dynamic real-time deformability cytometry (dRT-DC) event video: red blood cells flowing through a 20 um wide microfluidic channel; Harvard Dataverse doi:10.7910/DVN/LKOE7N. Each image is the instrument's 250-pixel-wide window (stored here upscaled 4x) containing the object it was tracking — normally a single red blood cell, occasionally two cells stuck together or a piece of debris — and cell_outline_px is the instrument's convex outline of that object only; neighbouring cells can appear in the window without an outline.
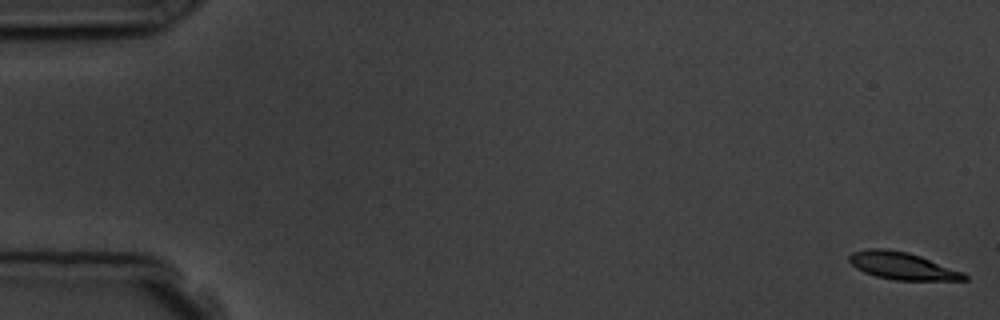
{"species": "common noctule bat (a hibernating species)", "species_latin": "Nyctalus noctula", "temperature_condition": "room temperature", "stored_images_in_passage": 5, "camera_frame_rate_fps": 3000, "um_per_image_px": 0.085, "animal": {"sex": "male", "body_mass_g": 19.5, "forearm_length_mm": 54.6}, "frame": {"image": 1, "passage_image": 1, "time_ms": 0.0, "image_size_px": [1000, 320], "cell_outline_px": [[968, 280], [896, 280], [876, 276], [864, 272], [856, 268], [848, 260], [848, 256], [852, 252], [868, 248], [884, 248], [908, 252], [920, 256], [964, 272], [968, 276]], "centroid_in_image_um": [76.69, 22.59], "position_along_channel_um": 8.3, "area_um2": 18.32}}
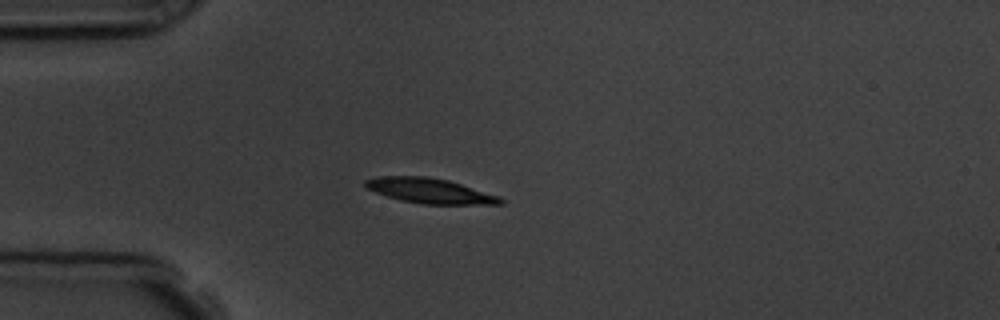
{"frame": {"image": 2, "passage_image": 5, "time_ms": 4.667, "image_size_px": [1000, 320], "cell_outline_px": [[504, 204], [420, 204], [400, 200], [376, 192], [368, 188], [364, 184], [364, 180], [380, 176], [428, 176], [448, 180], [500, 196], [504, 200]], "centroid_in_image_um": [36.56, 16.22], "position_along_channel_um": 48.4, "area_um2": 19.65}}